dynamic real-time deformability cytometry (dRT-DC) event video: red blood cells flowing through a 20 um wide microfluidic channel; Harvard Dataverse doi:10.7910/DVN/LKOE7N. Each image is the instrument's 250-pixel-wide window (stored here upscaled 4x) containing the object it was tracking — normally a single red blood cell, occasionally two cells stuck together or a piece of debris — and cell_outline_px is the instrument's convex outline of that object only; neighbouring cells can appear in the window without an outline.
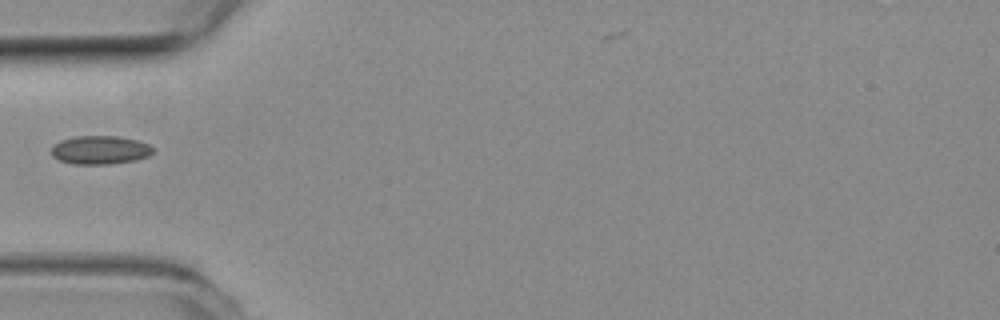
{"species": "common noctule bat (a hibernating species)", "species_latin": "Nyctalus noctula", "temperature_condition": "room temperature", "stored_images_in_passage": 13, "camera_frame_rate_fps": 3000, "um_per_image_px": 0.085, "animal": {"sex": "female", "body_mass_g": 19.3, "forearm_length_mm": 54.1}, "frame": {"image": 1, "passage_image": 1, "time_ms": 0.0, "image_size_px": [1000, 320], "cell_outline_px": [[156, 148], [148, 156], [136, 160], [108, 164], [72, 164], [60, 160], [52, 156], [52, 144], [60, 140], [76, 136], [116, 136], [140, 140]], "centroid_in_image_um": [8.52, 12.74], "position_along_channel_um": 76.5, "area_um2": 17.05}}
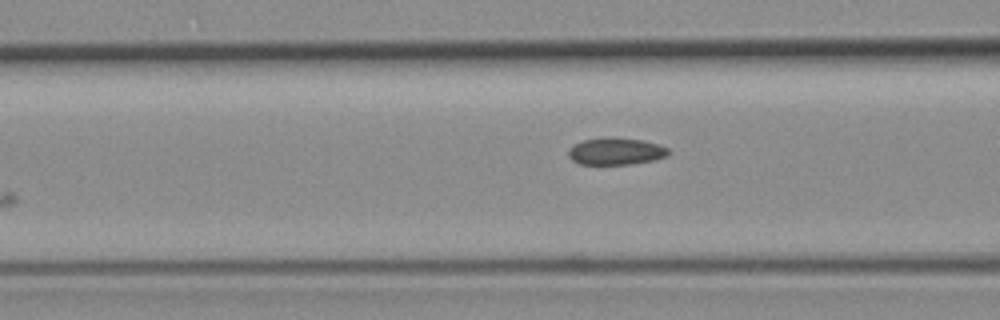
{"frame": {"image": 2, "passage_image": 4, "time_ms": 1.0, "image_size_px": [1000, 320], "cell_outline_px": [[668, 156], [656, 160], [632, 164], [580, 164], [572, 160], [568, 156], [568, 152], [572, 144], [584, 140], [644, 140], [660, 144], [668, 148]], "centroid_in_image_um": [52.38, 12.91], "position_along_channel_um": 114.2, "area_um2": 15.2}}
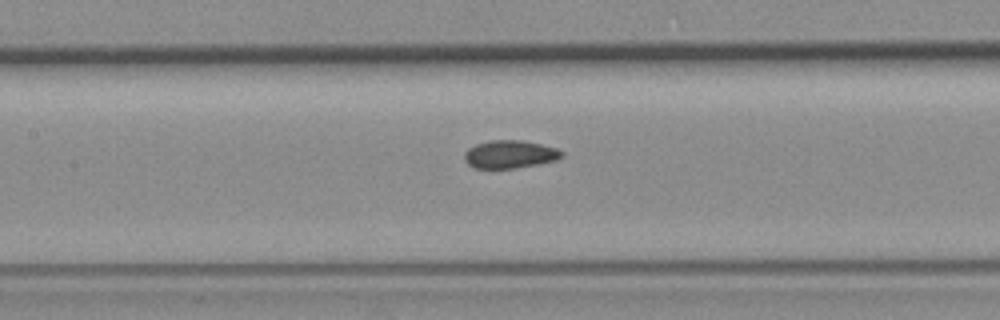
{"frame": {"image": 3, "passage_image": 8, "time_ms": 2.333, "image_size_px": [1000, 320], "cell_outline_px": [[564, 156], [556, 160], [540, 164], [516, 168], [472, 168], [464, 160], [464, 152], [468, 148], [476, 144], [492, 140], [520, 140], [540, 144], [556, 148], [564, 152]], "centroid_in_image_um": [43.34, 13.12], "position_along_channel_um": 164.1, "area_um2": 15.95}}